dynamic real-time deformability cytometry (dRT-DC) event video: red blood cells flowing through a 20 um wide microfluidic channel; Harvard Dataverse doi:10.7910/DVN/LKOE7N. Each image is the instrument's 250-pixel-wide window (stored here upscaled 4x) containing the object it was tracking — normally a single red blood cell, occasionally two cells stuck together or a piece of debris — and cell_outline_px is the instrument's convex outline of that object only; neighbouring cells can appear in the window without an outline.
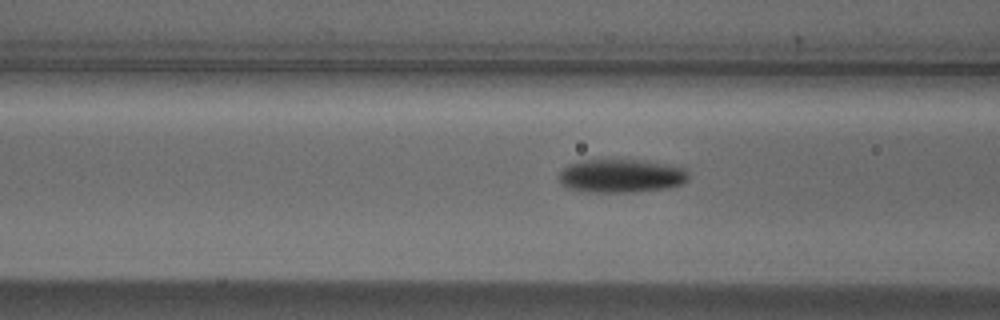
{"species": "Egyptian fruit bat (a non-hibernating species)", "species_latin": "Rousettus aegyptiacus", "temperature_condition": "cold", "stored_images_in_passage": 9, "camera_frame_rate_fps": 3000, "um_per_image_px": 0.085, "animal": {"sex": "male"}, "frame": {"image": 1, "passage_image": 7, "time_ms": 2.0, "image_size_px": [1000, 320], "cell_outline_px": [[688, 176], [680, 184], [664, 188], [628, 192], [596, 192], [572, 188], [564, 184], [560, 180], [560, 172], [568, 164], [584, 160], [644, 160], [684, 168], [688, 172]], "centroid_in_image_um": [52.8, 14.93], "position_along_channel_um": 113.8, "area_um2": 24.57}}